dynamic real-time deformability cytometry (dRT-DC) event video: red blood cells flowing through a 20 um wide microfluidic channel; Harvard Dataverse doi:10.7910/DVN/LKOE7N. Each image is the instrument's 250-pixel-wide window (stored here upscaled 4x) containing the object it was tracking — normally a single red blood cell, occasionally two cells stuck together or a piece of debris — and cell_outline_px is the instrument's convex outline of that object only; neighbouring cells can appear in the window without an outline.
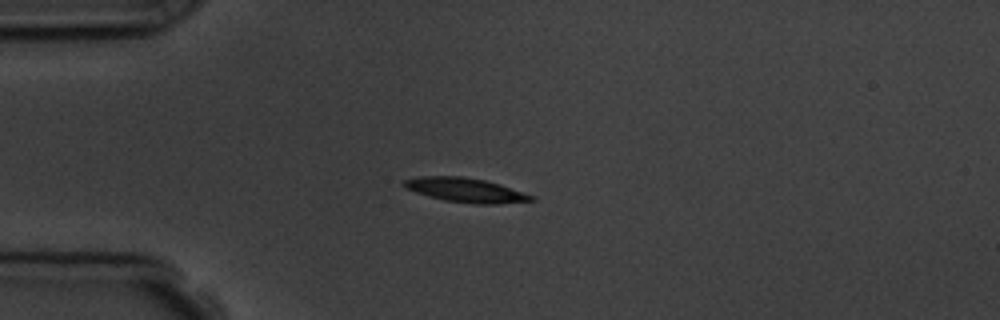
{"species": "common noctule bat (a hibernating species)", "species_latin": "Nyctalus noctula", "temperature_condition": "room temperature", "stored_images_in_passage": 14, "camera_frame_rate_fps": 3000, "um_per_image_px": 0.085, "animal": {"sex": "male", "body_mass_g": 19.5, "forearm_length_mm": 54.6}, "frame": {"image": 1, "passage_image": 3, "time_ms": 3.0, "image_size_px": [1000, 320], "cell_outline_px": [[536, 200], [500, 204], [476, 204], [444, 200], [428, 196], [404, 188], [400, 184], [404, 180], [420, 176], [460, 176], [484, 180], [500, 184], [536, 196]], "centroid_in_image_um": [39.59, 16.16], "position_along_channel_um": 45.4, "area_um2": 18.15}}
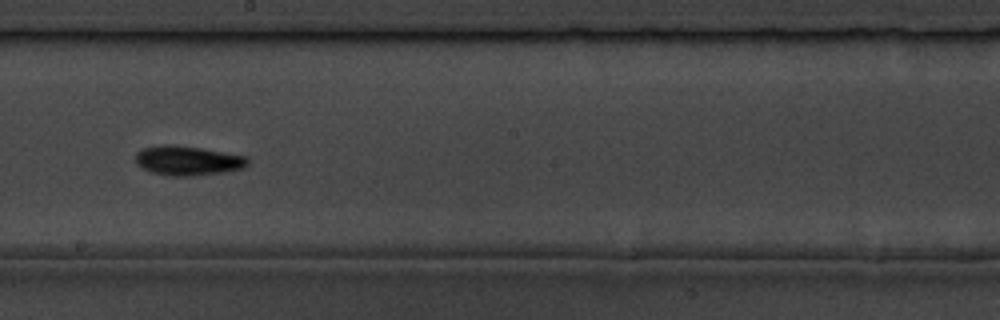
{"frame": {"image": 2, "passage_image": 8, "time_ms": 8.667, "image_size_px": [1000, 320], "cell_outline_px": [[248, 164], [244, 168], [224, 172], [192, 176], [168, 176], [152, 172], [136, 164], [136, 152], [144, 148], [160, 144], [172, 144], [200, 148], [248, 156]], "centroid_in_image_um": [15.97, 13.65], "position_along_channel_um": 232.2, "area_um2": 19.36}, "authors_computed_cell_mechanics": {"area_um2": 17.2244, "velocity_mm_per_s": 3.639, "shape_relaxation_time_tau1_ms": 2.3806, "shape_relaxation_time_tau2_ms": null, "deformation_change_tau1": 0.0934, "deformation_change_tau2": null}}